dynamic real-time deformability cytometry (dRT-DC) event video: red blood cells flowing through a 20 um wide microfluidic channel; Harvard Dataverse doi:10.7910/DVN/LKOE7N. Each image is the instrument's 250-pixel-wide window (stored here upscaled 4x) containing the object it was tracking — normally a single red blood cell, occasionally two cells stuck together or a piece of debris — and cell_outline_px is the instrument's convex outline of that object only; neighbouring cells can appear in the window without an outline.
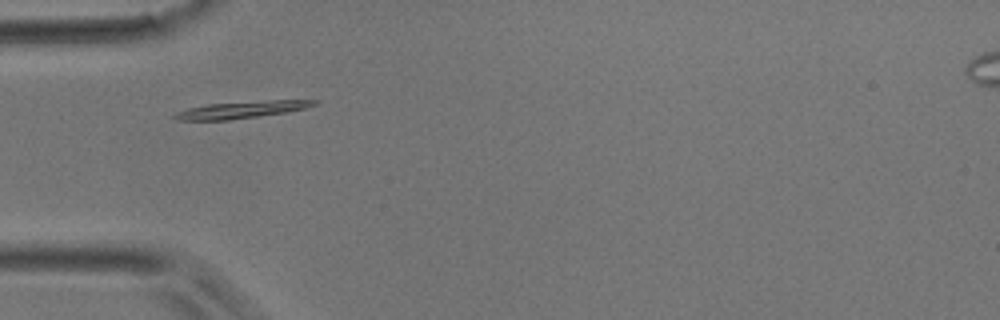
{"species": "common noctule bat (a hibernating species)", "species_latin": "Nyctalus noctula", "temperature_condition": "room temperature", "stored_images_in_passage": 1, "camera_frame_rate_fps": 3000, "um_per_image_px": 0.085, "animal": {"sex": "male", "body_mass_g": 17.9}, "frame": {"image": 1, "passage_image": 1, "time_ms": 0.0, "image_size_px": [1000, 320], "cell_outline_px": [[316, 104], [304, 108], [288, 112], [228, 120], [176, 120], [172, 116], [176, 112], [188, 108], [208, 104], [268, 100], [316, 100]], "centroid_in_image_um": [20.48, 9.33], "position_along_channel_um": 64.5, "area_um2": 13.64}}